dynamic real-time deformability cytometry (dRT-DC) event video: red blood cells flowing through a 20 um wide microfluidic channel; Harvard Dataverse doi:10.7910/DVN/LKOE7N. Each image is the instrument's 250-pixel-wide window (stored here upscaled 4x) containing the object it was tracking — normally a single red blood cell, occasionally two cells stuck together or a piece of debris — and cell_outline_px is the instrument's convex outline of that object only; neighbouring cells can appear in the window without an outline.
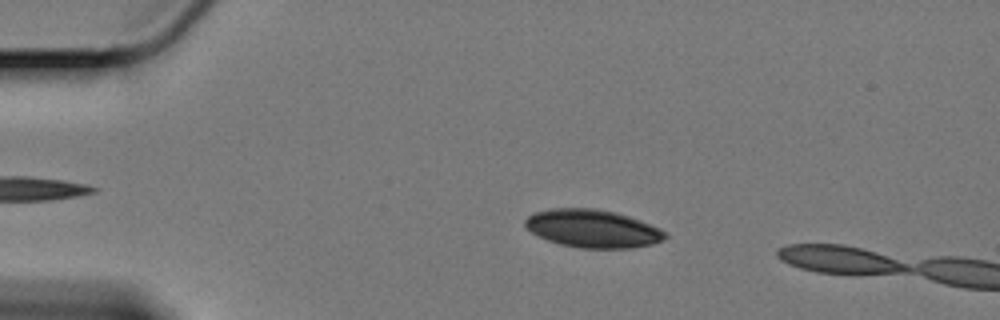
{"species": "Egyptian fruit bat (a non-hibernating species)", "species_latin": "Rousettus aegyptiacus", "temperature_condition": "cold", "stored_images_in_passage": 15, "camera_frame_rate_fps": 3000, "um_per_image_px": 0.085, "animal": {"sex": "female"}, "frame": {"image": 1, "passage_image": 11, "time_ms": 3.333, "image_size_px": [1000, 320], "cell_outline_px": [[668, 236], [652, 244], [632, 248], [580, 248], [560, 244], [548, 240], [532, 232], [524, 224], [524, 220], [532, 212], [552, 208], [596, 208], [616, 212], [640, 220], [660, 228]], "centroid_in_image_um": [50.36, 19.42], "position_along_channel_um": 34.6, "area_um2": 30.92}}